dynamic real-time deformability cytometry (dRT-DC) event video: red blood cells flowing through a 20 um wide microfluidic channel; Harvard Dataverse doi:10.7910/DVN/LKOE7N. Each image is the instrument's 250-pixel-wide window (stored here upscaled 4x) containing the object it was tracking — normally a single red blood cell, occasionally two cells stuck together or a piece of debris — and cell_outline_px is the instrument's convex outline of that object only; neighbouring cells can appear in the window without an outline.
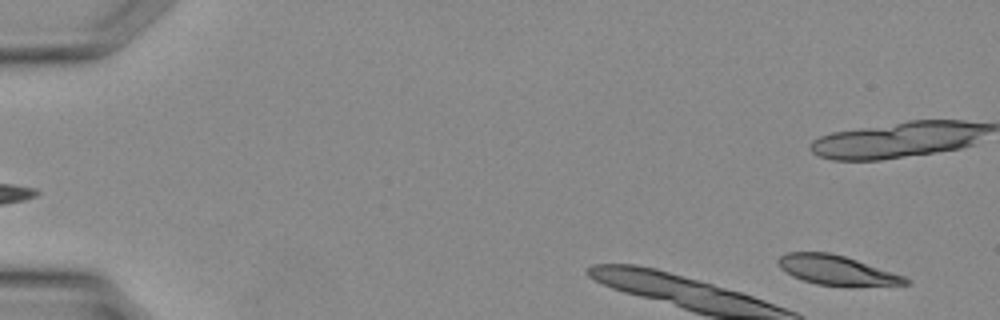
{"species": "Egyptian fruit bat (a non-hibernating species)", "species_latin": "Rousettus aegyptiacus", "temperature_condition": "warm", "stored_images_in_passage": 5, "camera_frame_rate_fps": 3000, "um_per_image_px": 0.085, "animal": {"sex": "female"}, "frame": {"image": 1, "passage_image": 2, "time_ms": 0.333, "image_size_px": [1000, 320], "cell_outline_px": [[908, 284], [816, 284], [792, 276], [780, 268], [780, 256], [788, 252], [828, 252], [844, 256], [904, 276], [908, 280]], "centroid_in_image_um": [71.03, 22.92], "position_along_channel_um": 14.0, "area_um2": 20.69}}